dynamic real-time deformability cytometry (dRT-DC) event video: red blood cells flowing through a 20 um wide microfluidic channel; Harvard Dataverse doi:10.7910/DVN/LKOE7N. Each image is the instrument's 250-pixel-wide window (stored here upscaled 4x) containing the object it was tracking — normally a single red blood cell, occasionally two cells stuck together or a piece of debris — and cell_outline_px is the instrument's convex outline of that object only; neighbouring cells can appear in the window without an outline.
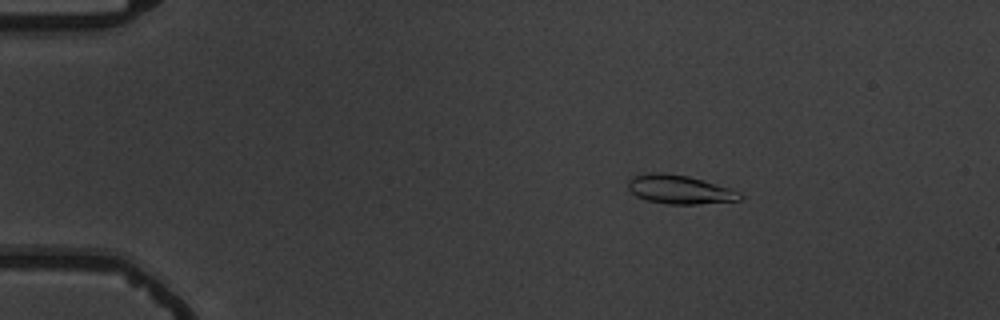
{"species": "common noctule bat (a hibernating species)", "species_latin": "Nyctalus noctula", "temperature_condition": "warm", "stored_images_in_passage": 7, "camera_frame_rate_fps": 3000, "um_per_image_px": 0.085, "animal": {"sex": "male", "body_mass_g": 19.5, "forearm_length_mm": 54.6}, "frame": {"image": 1, "passage_image": 2, "time_ms": 1.0, "image_size_px": [1000, 320], "cell_outline_px": [[744, 196], [740, 200], [696, 204], [668, 204], [648, 200], [636, 196], [628, 192], [628, 180], [632, 176], [648, 172], [664, 172], [688, 176], [704, 180], [740, 192]], "centroid_in_image_um": [57.72, 16.09], "position_along_channel_um": 27.3, "area_um2": 18.9}}
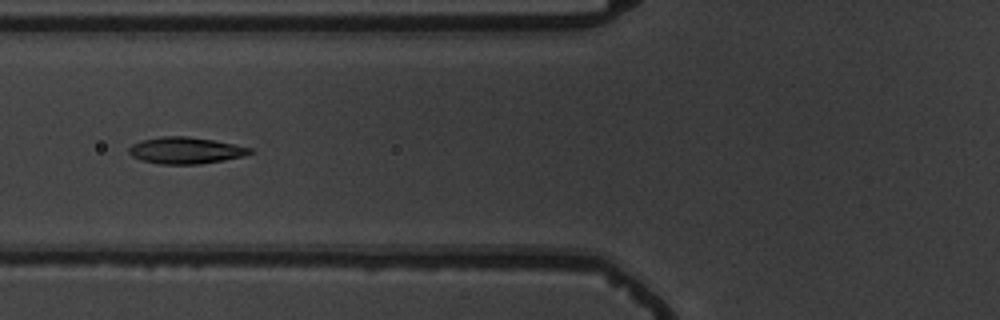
{"frame": {"image": 2, "passage_image": 5, "time_ms": 5.333, "image_size_px": [1000, 320], "cell_outline_px": [[252, 152], [244, 156], [224, 160], [200, 164], [160, 164], [144, 160], [132, 156], [128, 152], [128, 148], [132, 144], [140, 140], [160, 136], [188, 136], [212, 140], [252, 148]], "centroid_in_image_um": [15.75, 12.78], "position_along_channel_um": 110.1, "area_um2": 18.67}}
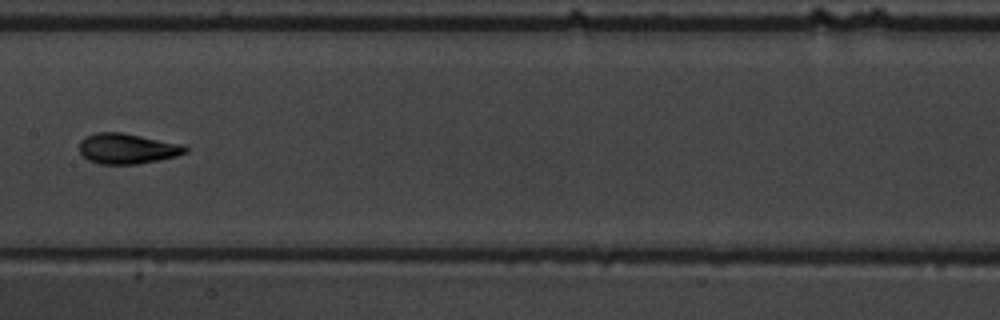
{"frame": {"image": 3, "passage_image": 7, "time_ms": 7.667, "image_size_px": [1000, 320], "cell_outline_px": [[188, 152], [176, 156], [136, 164], [100, 164], [88, 160], [80, 152], [80, 140], [84, 136], [96, 132], [124, 132], [184, 144], [188, 148]], "centroid_in_image_um": [10.82, 12.61], "position_along_channel_um": 196.6, "area_um2": 18.96}}